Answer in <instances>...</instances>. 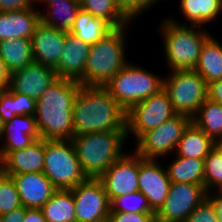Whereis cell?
Wrapping results in <instances>:
<instances>
[{
	"mask_svg": "<svg viewBox=\"0 0 222 222\" xmlns=\"http://www.w3.org/2000/svg\"><path fill=\"white\" fill-rule=\"evenodd\" d=\"M91 45L71 33H66L65 44L58 65L54 68L58 78L72 79L85 85V64Z\"/></svg>",
	"mask_w": 222,
	"mask_h": 222,
	"instance_id": "cell-16",
	"label": "cell"
},
{
	"mask_svg": "<svg viewBox=\"0 0 222 222\" xmlns=\"http://www.w3.org/2000/svg\"><path fill=\"white\" fill-rule=\"evenodd\" d=\"M164 78L173 110L176 114L193 117L201 104L207 99V84L195 70H177L169 72Z\"/></svg>",
	"mask_w": 222,
	"mask_h": 222,
	"instance_id": "cell-8",
	"label": "cell"
},
{
	"mask_svg": "<svg viewBox=\"0 0 222 222\" xmlns=\"http://www.w3.org/2000/svg\"><path fill=\"white\" fill-rule=\"evenodd\" d=\"M206 198L204 185L171 183L163 206L155 214L156 222H185Z\"/></svg>",
	"mask_w": 222,
	"mask_h": 222,
	"instance_id": "cell-11",
	"label": "cell"
},
{
	"mask_svg": "<svg viewBox=\"0 0 222 222\" xmlns=\"http://www.w3.org/2000/svg\"><path fill=\"white\" fill-rule=\"evenodd\" d=\"M110 202V212L155 213L151 209L148 199L140 191L116 196Z\"/></svg>",
	"mask_w": 222,
	"mask_h": 222,
	"instance_id": "cell-32",
	"label": "cell"
},
{
	"mask_svg": "<svg viewBox=\"0 0 222 222\" xmlns=\"http://www.w3.org/2000/svg\"><path fill=\"white\" fill-rule=\"evenodd\" d=\"M222 183V157L214 148L204 159V188L213 191Z\"/></svg>",
	"mask_w": 222,
	"mask_h": 222,
	"instance_id": "cell-34",
	"label": "cell"
},
{
	"mask_svg": "<svg viewBox=\"0 0 222 222\" xmlns=\"http://www.w3.org/2000/svg\"><path fill=\"white\" fill-rule=\"evenodd\" d=\"M113 29L105 19L95 18L88 11L80 9L69 33L93 45Z\"/></svg>",
	"mask_w": 222,
	"mask_h": 222,
	"instance_id": "cell-26",
	"label": "cell"
},
{
	"mask_svg": "<svg viewBox=\"0 0 222 222\" xmlns=\"http://www.w3.org/2000/svg\"><path fill=\"white\" fill-rule=\"evenodd\" d=\"M57 79L54 68L33 61L24 68L13 71L7 87L37 100Z\"/></svg>",
	"mask_w": 222,
	"mask_h": 222,
	"instance_id": "cell-15",
	"label": "cell"
},
{
	"mask_svg": "<svg viewBox=\"0 0 222 222\" xmlns=\"http://www.w3.org/2000/svg\"><path fill=\"white\" fill-rule=\"evenodd\" d=\"M33 6V0H0V12L26 10Z\"/></svg>",
	"mask_w": 222,
	"mask_h": 222,
	"instance_id": "cell-40",
	"label": "cell"
},
{
	"mask_svg": "<svg viewBox=\"0 0 222 222\" xmlns=\"http://www.w3.org/2000/svg\"><path fill=\"white\" fill-rule=\"evenodd\" d=\"M3 129H4V123L2 122V120L0 118V141L3 137Z\"/></svg>",
	"mask_w": 222,
	"mask_h": 222,
	"instance_id": "cell-48",
	"label": "cell"
},
{
	"mask_svg": "<svg viewBox=\"0 0 222 222\" xmlns=\"http://www.w3.org/2000/svg\"><path fill=\"white\" fill-rule=\"evenodd\" d=\"M81 84L58 78L36 100L35 121L40 138L71 140L74 136L73 104Z\"/></svg>",
	"mask_w": 222,
	"mask_h": 222,
	"instance_id": "cell-1",
	"label": "cell"
},
{
	"mask_svg": "<svg viewBox=\"0 0 222 222\" xmlns=\"http://www.w3.org/2000/svg\"><path fill=\"white\" fill-rule=\"evenodd\" d=\"M22 206L41 209L58 190L43 172L12 175Z\"/></svg>",
	"mask_w": 222,
	"mask_h": 222,
	"instance_id": "cell-18",
	"label": "cell"
},
{
	"mask_svg": "<svg viewBox=\"0 0 222 222\" xmlns=\"http://www.w3.org/2000/svg\"><path fill=\"white\" fill-rule=\"evenodd\" d=\"M42 172L58 190H70L87 179L72 140H45Z\"/></svg>",
	"mask_w": 222,
	"mask_h": 222,
	"instance_id": "cell-7",
	"label": "cell"
},
{
	"mask_svg": "<svg viewBox=\"0 0 222 222\" xmlns=\"http://www.w3.org/2000/svg\"><path fill=\"white\" fill-rule=\"evenodd\" d=\"M16 116L15 92L8 87L0 92V118L3 123Z\"/></svg>",
	"mask_w": 222,
	"mask_h": 222,
	"instance_id": "cell-37",
	"label": "cell"
},
{
	"mask_svg": "<svg viewBox=\"0 0 222 222\" xmlns=\"http://www.w3.org/2000/svg\"><path fill=\"white\" fill-rule=\"evenodd\" d=\"M166 170L171 183L204 185V159L176 156Z\"/></svg>",
	"mask_w": 222,
	"mask_h": 222,
	"instance_id": "cell-28",
	"label": "cell"
},
{
	"mask_svg": "<svg viewBox=\"0 0 222 222\" xmlns=\"http://www.w3.org/2000/svg\"><path fill=\"white\" fill-rule=\"evenodd\" d=\"M9 79L10 73L6 69L3 60L0 58V92L7 88Z\"/></svg>",
	"mask_w": 222,
	"mask_h": 222,
	"instance_id": "cell-45",
	"label": "cell"
},
{
	"mask_svg": "<svg viewBox=\"0 0 222 222\" xmlns=\"http://www.w3.org/2000/svg\"><path fill=\"white\" fill-rule=\"evenodd\" d=\"M185 222H219L216 210L208 198L203 200Z\"/></svg>",
	"mask_w": 222,
	"mask_h": 222,
	"instance_id": "cell-36",
	"label": "cell"
},
{
	"mask_svg": "<svg viewBox=\"0 0 222 222\" xmlns=\"http://www.w3.org/2000/svg\"><path fill=\"white\" fill-rule=\"evenodd\" d=\"M214 144L215 142L209 136L191 122L178 141L175 156L205 159L214 149Z\"/></svg>",
	"mask_w": 222,
	"mask_h": 222,
	"instance_id": "cell-22",
	"label": "cell"
},
{
	"mask_svg": "<svg viewBox=\"0 0 222 222\" xmlns=\"http://www.w3.org/2000/svg\"><path fill=\"white\" fill-rule=\"evenodd\" d=\"M21 206L22 203L14 180L0 171V216Z\"/></svg>",
	"mask_w": 222,
	"mask_h": 222,
	"instance_id": "cell-33",
	"label": "cell"
},
{
	"mask_svg": "<svg viewBox=\"0 0 222 222\" xmlns=\"http://www.w3.org/2000/svg\"><path fill=\"white\" fill-rule=\"evenodd\" d=\"M70 190L75 203L76 222L108 219L111 202L98 178H87Z\"/></svg>",
	"mask_w": 222,
	"mask_h": 222,
	"instance_id": "cell-12",
	"label": "cell"
},
{
	"mask_svg": "<svg viewBox=\"0 0 222 222\" xmlns=\"http://www.w3.org/2000/svg\"><path fill=\"white\" fill-rule=\"evenodd\" d=\"M194 70L204 78L206 84L222 79V45L211 35L201 47Z\"/></svg>",
	"mask_w": 222,
	"mask_h": 222,
	"instance_id": "cell-24",
	"label": "cell"
},
{
	"mask_svg": "<svg viewBox=\"0 0 222 222\" xmlns=\"http://www.w3.org/2000/svg\"><path fill=\"white\" fill-rule=\"evenodd\" d=\"M46 4L48 12L40 13L41 21L57 30L69 33L81 9L79 0H49Z\"/></svg>",
	"mask_w": 222,
	"mask_h": 222,
	"instance_id": "cell-23",
	"label": "cell"
},
{
	"mask_svg": "<svg viewBox=\"0 0 222 222\" xmlns=\"http://www.w3.org/2000/svg\"><path fill=\"white\" fill-rule=\"evenodd\" d=\"M158 162L155 159H144L139 155V191L148 199L155 213L163 206L171 184L167 170Z\"/></svg>",
	"mask_w": 222,
	"mask_h": 222,
	"instance_id": "cell-14",
	"label": "cell"
},
{
	"mask_svg": "<svg viewBox=\"0 0 222 222\" xmlns=\"http://www.w3.org/2000/svg\"><path fill=\"white\" fill-rule=\"evenodd\" d=\"M131 152H126L98 178L110 201L116 196L139 191V155Z\"/></svg>",
	"mask_w": 222,
	"mask_h": 222,
	"instance_id": "cell-13",
	"label": "cell"
},
{
	"mask_svg": "<svg viewBox=\"0 0 222 222\" xmlns=\"http://www.w3.org/2000/svg\"><path fill=\"white\" fill-rule=\"evenodd\" d=\"M173 110L169 95L163 88L159 92L139 101L126 112V135L134 134L138 140L147 131L158 128L171 119Z\"/></svg>",
	"mask_w": 222,
	"mask_h": 222,
	"instance_id": "cell-9",
	"label": "cell"
},
{
	"mask_svg": "<svg viewBox=\"0 0 222 222\" xmlns=\"http://www.w3.org/2000/svg\"><path fill=\"white\" fill-rule=\"evenodd\" d=\"M189 26V27H188ZM163 49L167 66L171 71L194 70L205 40L211 35L207 31L186 25L173 18H165L160 25Z\"/></svg>",
	"mask_w": 222,
	"mask_h": 222,
	"instance_id": "cell-4",
	"label": "cell"
},
{
	"mask_svg": "<svg viewBox=\"0 0 222 222\" xmlns=\"http://www.w3.org/2000/svg\"><path fill=\"white\" fill-rule=\"evenodd\" d=\"M126 132H90L74 135L71 139L81 169L87 178H99L115 161L119 160Z\"/></svg>",
	"mask_w": 222,
	"mask_h": 222,
	"instance_id": "cell-3",
	"label": "cell"
},
{
	"mask_svg": "<svg viewBox=\"0 0 222 222\" xmlns=\"http://www.w3.org/2000/svg\"><path fill=\"white\" fill-rule=\"evenodd\" d=\"M125 30L127 26L114 28L91 45L85 64L86 86H104L128 63Z\"/></svg>",
	"mask_w": 222,
	"mask_h": 222,
	"instance_id": "cell-5",
	"label": "cell"
},
{
	"mask_svg": "<svg viewBox=\"0 0 222 222\" xmlns=\"http://www.w3.org/2000/svg\"><path fill=\"white\" fill-rule=\"evenodd\" d=\"M214 148L220 153L222 157V141L215 142Z\"/></svg>",
	"mask_w": 222,
	"mask_h": 222,
	"instance_id": "cell-46",
	"label": "cell"
},
{
	"mask_svg": "<svg viewBox=\"0 0 222 222\" xmlns=\"http://www.w3.org/2000/svg\"><path fill=\"white\" fill-rule=\"evenodd\" d=\"M192 122L214 142L222 141V104L207 98L192 117Z\"/></svg>",
	"mask_w": 222,
	"mask_h": 222,
	"instance_id": "cell-29",
	"label": "cell"
},
{
	"mask_svg": "<svg viewBox=\"0 0 222 222\" xmlns=\"http://www.w3.org/2000/svg\"><path fill=\"white\" fill-rule=\"evenodd\" d=\"M207 98L222 104V79L207 84Z\"/></svg>",
	"mask_w": 222,
	"mask_h": 222,
	"instance_id": "cell-41",
	"label": "cell"
},
{
	"mask_svg": "<svg viewBox=\"0 0 222 222\" xmlns=\"http://www.w3.org/2000/svg\"><path fill=\"white\" fill-rule=\"evenodd\" d=\"M45 161V140L38 139L30 146L9 152L0 161V171L7 175L42 172Z\"/></svg>",
	"mask_w": 222,
	"mask_h": 222,
	"instance_id": "cell-19",
	"label": "cell"
},
{
	"mask_svg": "<svg viewBox=\"0 0 222 222\" xmlns=\"http://www.w3.org/2000/svg\"><path fill=\"white\" fill-rule=\"evenodd\" d=\"M180 13L189 25L201 26L216 19L222 10V0H180Z\"/></svg>",
	"mask_w": 222,
	"mask_h": 222,
	"instance_id": "cell-27",
	"label": "cell"
},
{
	"mask_svg": "<svg viewBox=\"0 0 222 222\" xmlns=\"http://www.w3.org/2000/svg\"><path fill=\"white\" fill-rule=\"evenodd\" d=\"M41 209L47 222H76L71 190H57Z\"/></svg>",
	"mask_w": 222,
	"mask_h": 222,
	"instance_id": "cell-30",
	"label": "cell"
},
{
	"mask_svg": "<svg viewBox=\"0 0 222 222\" xmlns=\"http://www.w3.org/2000/svg\"><path fill=\"white\" fill-rule=\"evenodd\" d=\"M66 33L40 21L31 37L34 61L55 68L64 48Z\"/></svg>",
	"mask_w": 222,
	"mask_h": 222,
	"instance_id": "cell-17",
	"label": "cell"
},
{
	"mask_svg": "<svg viewBox=\"0 0 222 222\" xmlns=\"http://www.w3.org/2000/svg\"><path fill=\"white\" fill-rule=\"evenodd\" d=\"M98 222H109V220L106 219V220H101V221H98Z\"/></svg>",
	"mask_w": 222,
	"mask_h": 222,
	"instance_id": "cell-50",
	"label": "cell"
},
{
	"mask_svg": "<svg viewBox=\"0 0 222 222\" xmlns=\"http://www.w3.org/2000/svg\"><path fill=\"white\" fill-rule=\"evenodd\" d=\"M34 7L26 10L0 12V41L30 38L41 21V12Z\"/></svg>",
	"mask_w": 222,
	"mask_h": 222,
	"instance_id": "cell-21",
	"label": "cell"
},
{
	"mask_svg": "<svg viewBox=\"0 0 222 222\" xmlns=\"http://www.w3.org/2000/svg\"><path fill=\"white\" fill-rule=\"evenodd\" d=\"M0 58L10 74L24 68L34 61L31 39L13 38L0 41Z\"/></svg>",
	"mask_w": 222,
	"mask_h": 222,
	"instance_id": "cell-25",
	"label": "cell"
},
{
	"mask_svg": "<svg viewBox=\"0 0 222 222\" xmlns=\"http://www.w3.org/2000/svg\"><path fill=\"white\" fill-rule=\"evenodd\" d=\"M6 138V139H4ZM40 139L37 130L35 116L16 115L10 121L4 123V145L0 148V161L9 153L24 149Z\"/></svg>",
	"mask_w": 222,
	"mask_h": 222,
	"instance_id": "cell-20",
	"label": "cell"
},
{
	"mask_svg": "<svg viewBox=\"0 0 222 222\" xmlns=\"http://www.w3.org/2000/svg\"><path fill=\"white\" fill-rule=\"evenodd\" d=\"M81 9L95 18L105 19L113 28L128 26L131 22L116 6L114 0H79Z\"/></svg>",
	"mask_w": 222,
	"mask_h": 222,
	"instance_id": "cell-31",
	"label": "cell"
},
{
	"mask_svg": "<svg viewBox=\"0 0 222 222\" xmlns=\"http://www.w3.org/2000/svg\"><path fill=\"white\" fill-rule=\"evenodd\" d=\"M217 190V191H216ZM216 190L214 189L213 191H215L214 193L222 198V183L216 187Z\"/></svg>",
	"mask_w": 222,
	"mask_h": 222,
	"instance_id": "cell-47",
	"label": "cell"
},
{
	"mask_svg": "<svg viewBox=\"0 0 222 222\" xmlns=\"http://www.w3.org/2000/svg\"><path fill=\"white\" fill-rule=\"evenodd\" d=\"M157 1L158 0H114L116 6L130 21L151 8Z\"/></svg>",
	"mask_w": 222,
	"mask_h": 222,
	"instance_id": "cell-35",
	"label": "cell"
},
{
	"mask_svg": "<svg viewBox=\"0 0 222 222\" xmlns=\"http://www.w3.org/2000/svg\"><path fill=\"white\" fill-rule=\"evenodd\" d=\"M48 1H49V0H33V4L36 3V2H37V3H39V2H40V3H43V2H44V4H45V3H47Z\"/></svg>",
	"mask_w": 222,
	"mask_h": 222,
	"instance_id": "cell-49",
	"label": "cell"
},
{
	"mask_svg": "<svg viewBox=\"0 0 222 222\" xmlns=\"http://www.w3.org/2000/svg\"><path fill=\"white\" fill-rule=\"evenodd\" d=\"M135 65L128 62L104 85L126 112L139 101L164 88V77Z\"/></svg>",
	"mask_w": 222,
	"mask_h": 222,
	"instance_id": "cell-6",
	"label": "cell"
},
{
	"mask_svg": "<svg viewBox=\"0 0 222 222\" xmlns=\"http://www.w3.org/2000/svg\"><path fill=\"white\" fill-rule=\"evenodd\" d=\"M74 135L126 132V111L104 86L81 85L73 104Z\"/></svg>",
	"mask_w": 222,
	"mask_h": 222,
	"instance_id": "cell-2",
	"label": "cell"
},
{
	"mask_svg": "<svg viewBox=\"0 0 222 222\" xmlns=\"http://www.w3.org/2000/svg\"><path fill=\"white\" fill-rule=\"evenodd\" d=\"M191 122V117L176 114L158 128L144 133L136 141L137 146L134 151L144 159L155 160L170 152L172 153Z\"/></svg>",
	"mask_w": 222,
	"mask_h": 222,
	"instance_id": "cell-10",
	"label": "cell"
},
{
	"mask_svg": "<svg viewBox=\"0 0 222 222\" xmlns=\"http://www.w3.org/2000/svg\"><path fill=\"white\" fill-rule=\"evenodd\" d=\"M26 209L24 206H21L17 209L12 210L6 214L2 215V222H23Z\"/></svg>",
	"mask_w": 222,
	"mask_h": 222,
	"instance_id": "cell-42",
	"label": "cell"
},
{
	"mask_svg": "<svg viewBox=\"0 0 222 222\" xmlns=\"http://www.w3.org/2000/svg\"><path fill=\"white\" fill-rule=\"evenodd\" d=\"M16 115H35L36 100L25 94L15 92Z\"/></svg>",
	"mask_w": 222,
	"mask_h": 222,
	"instance_id": "cell-39",
	"label": "cell"
},
{
	"mask_svg": "<svg viewBox=\"0 0 222 222\" xmlns=\"http://www.w3.org/2000/svg\"><path fill=\"white\" fill-rule=\"evenodd\" d=\"M156 213L110 212L109 222H156Z\"/></svg>",
	"mask_w": 222,
	"mask_h": 222,
	"instance_id": "cell-38",
	"label": "cell"
},
{
	"mask_svg": "<svg viewBox=\"0 0 222 222\" xmlns=\"http://www.w3.org/2000/svg\"><path fill=\"white\" fill-rule=\"evenodd\" d=\"M23 222H47L44 218L42 209L27 208Z\"/></svg>",
	"mask_w": 222,
	"mask_h": 222,
	"instance_id": "cell-43",
	"label": "cell"
},
{
	"mask_svg": "<svg viewBox=\"0 0 222 222\" xmlns=\"http://www.w3.org/2000/svg\"><path fill=\"white\" fill-rule=\"evenodd\" d=\"M207 198L210 200L216 210L218 221L222 222V198L213 193V191L207 192Z\"/></svg>",
	"mask_w": 222,
	"mask_h": 222,
	"instance_id": "cell-44",
	"label": "cell"
}]
</instances>
